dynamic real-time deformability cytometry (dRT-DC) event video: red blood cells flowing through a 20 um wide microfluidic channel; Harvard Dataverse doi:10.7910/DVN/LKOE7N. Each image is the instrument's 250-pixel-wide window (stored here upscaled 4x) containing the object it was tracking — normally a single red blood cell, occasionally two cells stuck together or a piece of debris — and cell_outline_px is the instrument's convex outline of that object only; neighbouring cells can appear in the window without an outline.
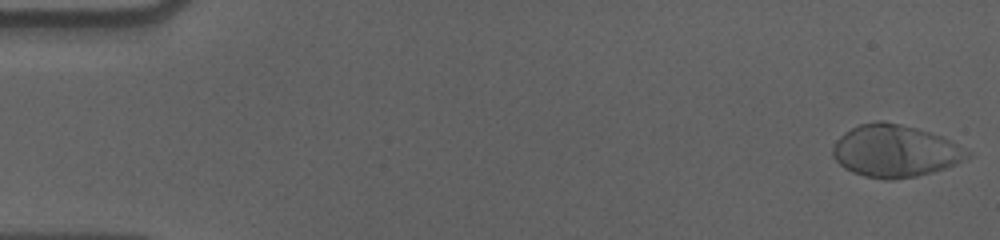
{"species": "human", "species_latin": "Homo sapiens", "temperature_condition": "cold", "stored_images_in_passage": 57, "camera_frame_rate_fps": 3000, "um_per_image_px": 0.085, "donor": {"sex": "male"}, "frame": {"image": 1, "passage_image": 1, "time_ms": 0.0, "image_size_px": [1000, 240], "cell_outline_px": [[972, 156], [968, 160], [932, 172], [916, 176], [892, 180], [888, 180], [864, 176], [852, 172], [844, 168], [832, 156], [832, 148], [836, 140], [844, 132], [860, 124], [880, 120], [900, 124], [916, 128], [940, 136], [972, 152]], "centroid_in_image_um": [76.08, 12.84], "position_along_channel_um": 8.9, "area_um2": 40.92}}
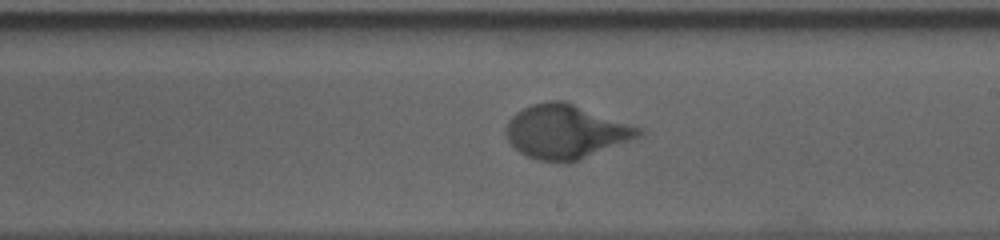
{"frame": {"image": 2, "passage_image": 33, "time_ms": 10.667, "image_size_px": [1000, 240], "cell_outline_px": [[644, 132], [636, 140], [576, 160], [540, 160], [528, 156], [520, 152], [508, 140], [504, 132], [504, 128], [508, 120], [516, 112], [532, 104], [548, 100], [564, 100], [644, 128]], "centroid_in_image_um": [48.14, 11.15], "position_along_channel_um": 240.9, "area_um2": 41.67}}
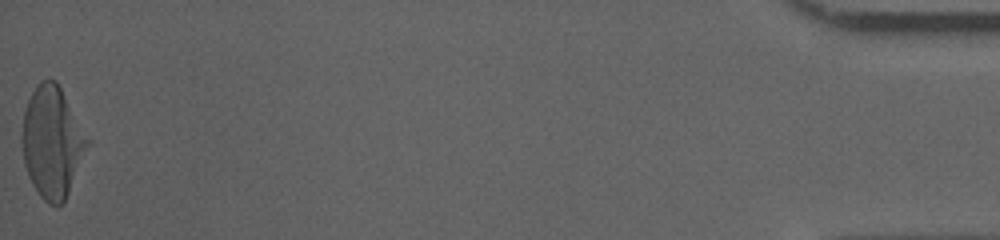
{"frame": {"image": 3, "passage_image": 57, "time_ms": 18.667, "image_size_px": [1000, 240], "cell_outline_px": [[88, 144], [64, 204], [56, 208], [48, 204], [40, 196], [32, 184], [28, 176], [24, 164], [20, 140], [24, 108], [36, 84], [40, 80], [56, 80], [88, 140]], "centroid_in_image_um": [4.37, 12.12], "position_along_channel_um": 430.8, "area_um2": 42.08}, "authors_computed_cell_mechanics": {"area_um2": 40.46, "velocity_mm_per_s": 3.563, "shape_relaxation_time_tau1_ms": 4.1772, "shape_relaxation_time_tau2_ms": null, "deformation_change_tau1": 0.2125, "deformation_change_tau2": null}}